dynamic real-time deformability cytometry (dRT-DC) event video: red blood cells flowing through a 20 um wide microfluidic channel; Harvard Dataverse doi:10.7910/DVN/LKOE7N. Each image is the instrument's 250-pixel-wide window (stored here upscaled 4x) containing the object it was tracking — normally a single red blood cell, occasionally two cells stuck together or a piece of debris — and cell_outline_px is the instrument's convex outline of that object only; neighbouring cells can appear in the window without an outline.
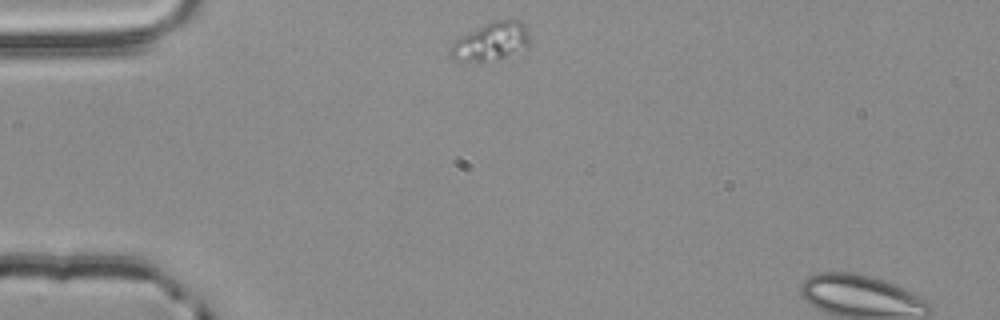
{"species": "common noctule bat (a hibernating species)", "species_latin": "Nyctalus noctula", "temperature_condition": "room temperature", "stored_images_in_passage": 4, "camera_frame_rate_fps": 3000, "um_per_image_px": 0.085, "animal": {"sex": "male", "body_mass_g": 20.4}, "frame": {"image": 1, "passage_image": 1, "time_ms": 0.0, "image_size_px": [1000, 320], "cell_outline_px": [[528, 48], [480, 64], [452, 60], [448, 56], [448, 48], [460, 36], [492, 20], [520, 20], [524, 24], [528, 32]], "centroid_in_image_um": [41.66, 3.56], "position_along_channel_um": 43.3, "area_um2": 18.03}}